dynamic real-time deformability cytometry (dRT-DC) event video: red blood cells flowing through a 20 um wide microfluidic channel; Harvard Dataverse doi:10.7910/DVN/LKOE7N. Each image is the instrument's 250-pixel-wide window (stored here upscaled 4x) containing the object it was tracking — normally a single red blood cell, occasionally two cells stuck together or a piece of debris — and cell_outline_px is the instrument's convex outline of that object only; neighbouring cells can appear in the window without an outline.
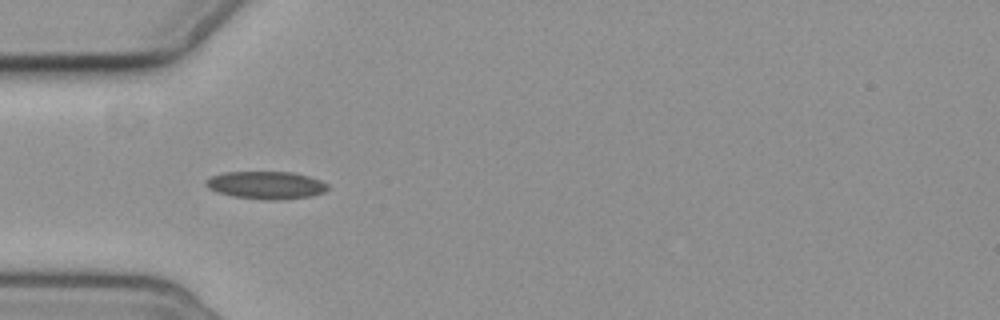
{"species": "common noctule bat (a hibernating species)", "species_latin": "Nyctalus noctula", "temperature_condition": "cold", "stored_images_in_passage": 5, "camera_frame_rate_fps": 3000, "um_per_image_px": 0.085, "animal": {"sex": "female", "body_mass_g": 19.3, "forearm_length_mm": 54.1}, "frame": {"image": 1, "passage_image": 4, "time_ms": 3.667, "image_size_px": [1000, 320], "cell_outline_px": [[328, 188], [324, 192], [312, 196], [280, 200], [268, 200], [232, 196], [208, 188], [204, 184], [204, 180], [212, 176], [224, 172], [292, 172], [308, 176], [320, 180], [328, 184]], "centroid_in_image_um": [22.62, 15.74], "position_along_channel_um": 62.4, "area_um2": 19.65}}
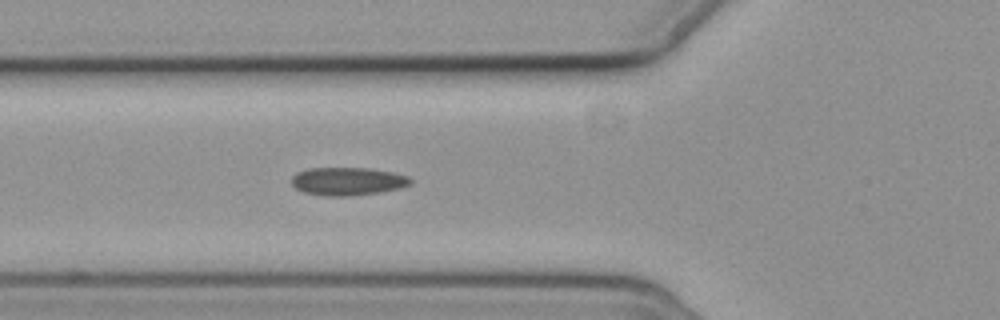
{"frame": {"image": 2, "passage_image": 5, "time_ms": 4.667, "image_size_px": [1000, 320], "cell_outline_px": [[412, 184], [400, 188], [380, 192], [348, 196], [324, 196], [304, 192], [296, 188], [292, 184], [292, 176], [296, 172], [308, 168], [368, 168], [392, 172], [408, 176], [412, 180]], "centroid_in_image_um": [29.55, 15.41], "position_along_channel_um": 96.3, "area_um2": 19.48}}